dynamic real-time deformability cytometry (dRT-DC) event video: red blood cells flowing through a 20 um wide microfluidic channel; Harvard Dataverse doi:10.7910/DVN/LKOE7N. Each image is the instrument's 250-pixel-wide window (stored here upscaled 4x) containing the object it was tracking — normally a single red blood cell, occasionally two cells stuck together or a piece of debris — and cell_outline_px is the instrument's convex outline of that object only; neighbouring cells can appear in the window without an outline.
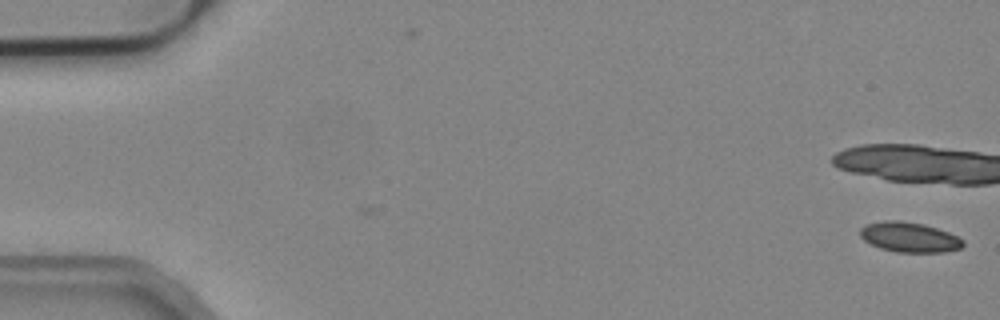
{"species": "common noctule bat (a hibernating species)", "species_latin": "Nyctalus noctula", "temperature_condition": "cold", "stored_images_in_passage": 3, "camera_frame_rate_fps": 3000, "um_per_image_px": 0.085, "animal": {"sex": "male", "body_mass_g": 19.2, "forearm_length_mm": 51.8}, "frame": {"image": 1, "passage_image": 3, "time_ms": 0.667, "image_size_px": [1000, 320], "cell_outline_px": [[964, 244], [960, 248], [944, 252], [896, 252], [880, 248], [864, 240], [860, 236], [860, 228], [868, 224], [884, 220], [900, 220], [924, 224], [948, 232], [964, 240]], "centroid_in_image_um": [77.29, 20.16], "position_along_channel_um": 7.7, "area_um2": 17.92}}